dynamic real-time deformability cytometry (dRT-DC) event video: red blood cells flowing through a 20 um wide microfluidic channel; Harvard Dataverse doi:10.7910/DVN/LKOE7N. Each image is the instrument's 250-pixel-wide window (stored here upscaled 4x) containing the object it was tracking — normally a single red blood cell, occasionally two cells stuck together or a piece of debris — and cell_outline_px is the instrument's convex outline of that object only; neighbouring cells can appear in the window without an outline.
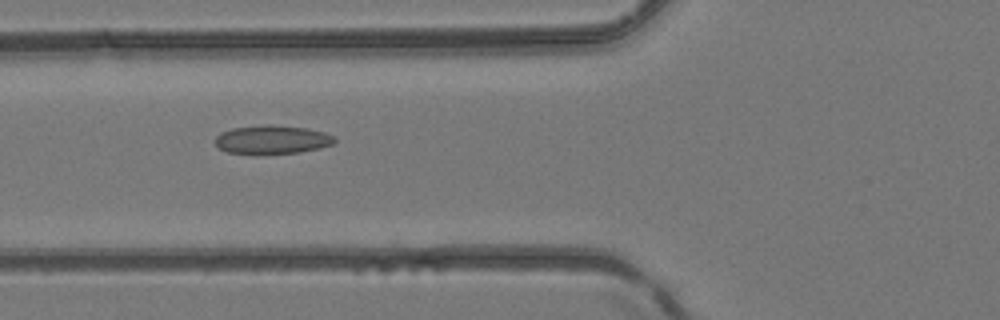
{"species": "common noctule bat (a hibernating species)", "species_latin": "Nyctalus noctula", "temperature_condition": "room temperature", "stored_images_in_passage": 3, "camera_frame_rate_fps": 3000, "um_per_image_px": 0.085, "animal": {"sex": "female", "body_mass_g": 24.6, "forearm_length_mm": 56.2}, "frame": {"image": 1, "passage_image": 3, "time_ms": 0.667, "image_size_px": [1000, 320], "cell_outline_px": [[336, 140], [332, 144], [320, 148], [300, 152], [252, 156], [228, 152], [220, 148], [216, 144], [216, 136], [220, 132], [232, 128], [264, 124], [272, 124], [308, 128], [324, 132], [332, 136]], "centroid_in_image_um": [23.09, 11.88], "position_along_channel_um": 102.7, "area_um2": 20.46}}